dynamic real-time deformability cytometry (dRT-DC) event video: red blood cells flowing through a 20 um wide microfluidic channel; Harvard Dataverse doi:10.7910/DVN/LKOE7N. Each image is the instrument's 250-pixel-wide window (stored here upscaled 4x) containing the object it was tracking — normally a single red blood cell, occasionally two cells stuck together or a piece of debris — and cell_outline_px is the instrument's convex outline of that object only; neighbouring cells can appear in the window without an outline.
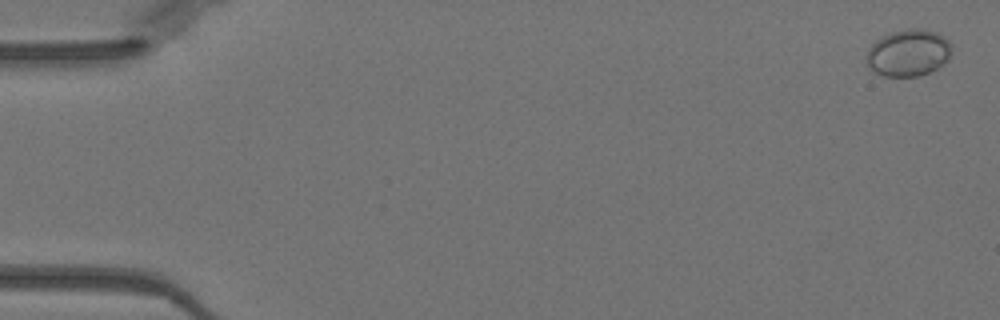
{"species": "Egyptian fruit bat (a non-hibernating species)", "species_latin": "Rousettus aegyptiacus", "temperature_condition": "warm", "stored_images_in_passage": 52, "camera_frame_rate_fps": 3000, "um_per_image_px": 0.085, "animal": {"sex": "female"}, "frame": {"image": 1, "passage_image": 2, "time_ms": 0.333, "image_size_px": [1000, 320], "cell_outline_px": [[952, 52], [944, 64], [920, 76], [884, 76], [872, 72], [868, 68], [868, 48], [880, 36], [892, 32], [908, 28], [924, 28], [936, 32], [944, 36], [952, 44]], "centroid_in_image_um": [77.22, 4.48], "position_along_channel_um": 7.8, "area_um2": 23.52}}
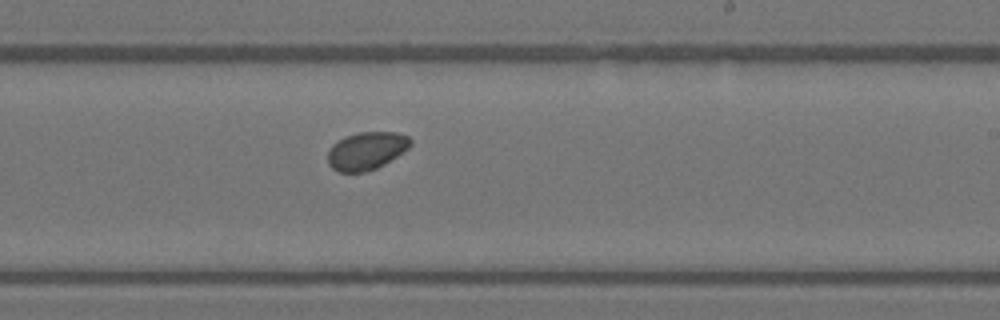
{"frame": {"image": 2, "passage_image": 32, "time_ms": 10.333, "image_size_px": [1000, 320], "cell_outline_px": [[412, 144], [408, 148], [384, 164], [376, 168], [364, 172], [340, 172], [332, 168], [328, 164], [328, 152], [332, 144], [344, 136], [360, 132], [396, 132], [408, 136], [412, 140]], "centroid_in_image_um": [31.14, 12.81], "position_along_channel_um": 257.9, "area_um2": 18.21}}
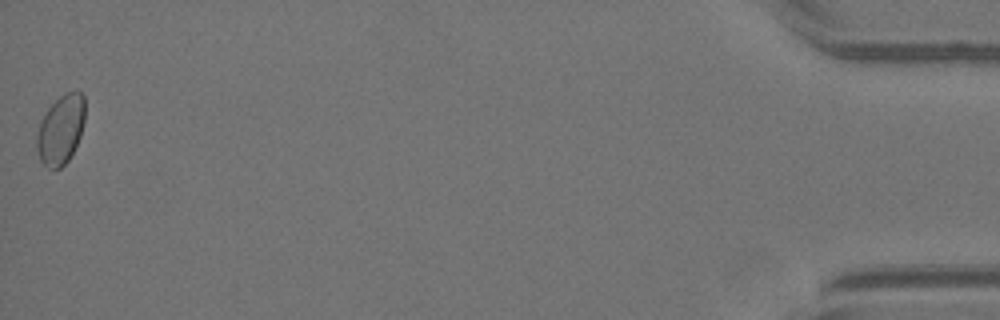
{"frame": {"image": 3, "passage_image": 52, "time_ms": 17.0, "image_size_px": [1000, 320], "cell_outline_px": [[84, 124], [80, 136], [68, 160], [60, 168], [48, 168], [40, 160], [36, 148], [36, 136], [40, 120], [48, 108], [64, 92], [80, 92], [84, 96]], "centroid_in_image_um": [5.14, 11.01], "position_along_channel_um": 430.1, "area_um2": 19.36}}